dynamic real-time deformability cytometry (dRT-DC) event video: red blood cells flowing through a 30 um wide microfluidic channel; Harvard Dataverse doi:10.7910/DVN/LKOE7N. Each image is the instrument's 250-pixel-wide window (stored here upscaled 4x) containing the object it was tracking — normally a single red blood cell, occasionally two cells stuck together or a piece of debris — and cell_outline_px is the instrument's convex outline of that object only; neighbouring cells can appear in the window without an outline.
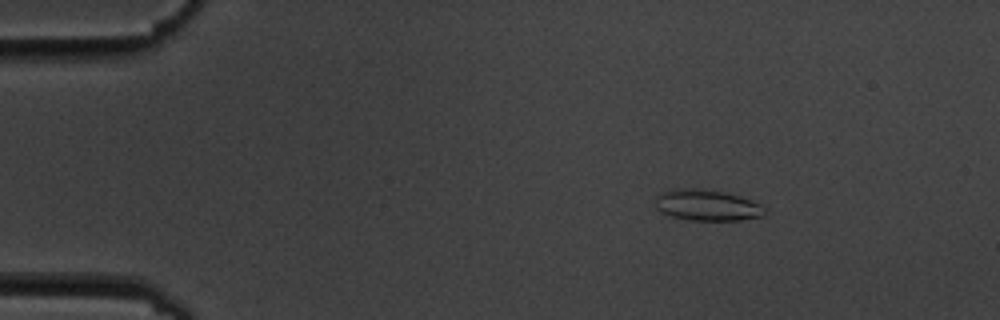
{"species": "common noctule bat (a hibernating species)", "species_latin": "Nyctalus noctula", "temperature_condition": "cold", "stored_images_in_passage": 7, "camera_frame_rate_fps": 3000, "um_per_image_px": 0.085, "animal": {"sex": "male", "body_mass_g": 19.5, "forearm_length_mm": 54.6}, "frame": {"image": 1, "passage_image": 3, "time_ms": 2.333, "image_size_px": [1000, 320], "cell_outline_px": [[764, 216], [740, 220], [692, 220], [672, 216], [660, 212], [656, 208], [656, 196], [664, 192], [676, 188], [696, 188], [724, 192], [740, 196], [752, 200], [760, 204], [764, 208]], "centroid_in_image_um": [60.1, 17.44], "position_along_channel_um": 24.9, "area_um2": 19.71}}
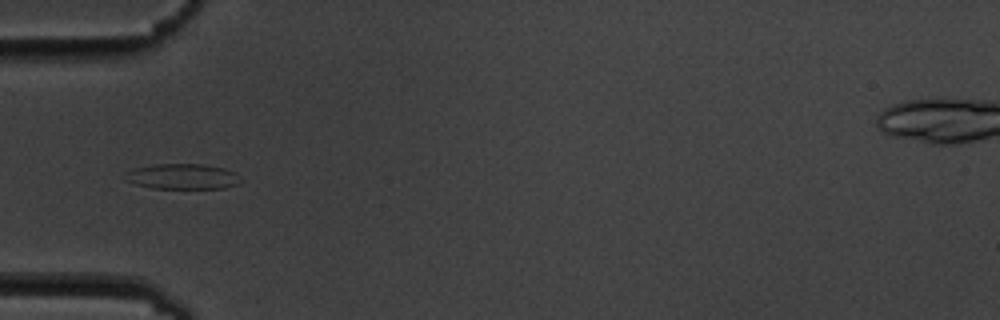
{"frame": {"image": 2, "passage_image": 6, "time_ms": 5.667, "image_size_px": [1000, 320], "cell_outline_px": [[244, 180], [236, 184], [224, 188], [152, 188], [136, 184], [124, 180], [124, 172], [132, 168], [156, 164], [204, 164], [224, 168], [236, 172]], "centroid_in_image_um": [15.5, 14.99], "position_along_channel_um": 69.5, "area_um2": 17.34}}
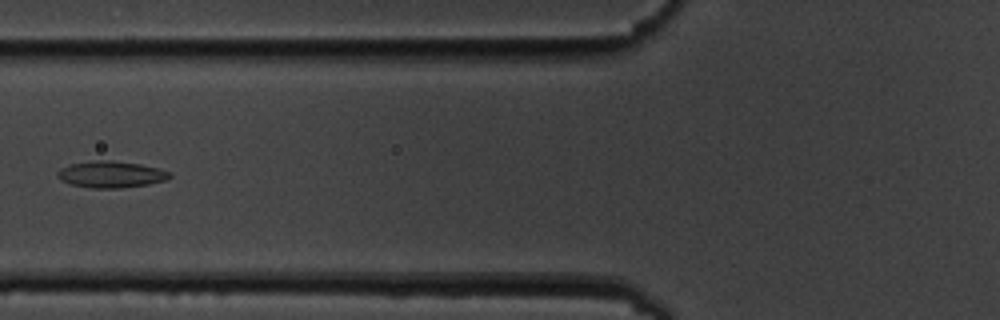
{"frame": {"image": 3, "passage_image": 7, "time_ms": 7.0, "image_size_px": [1000, 320], "cell_outline_px": [[172, 176], [168, 180], [148, 184], [120, 188], [92, 188], [72, 184], [60, 180], [56, 176], [56, 172], [60, 168], [68, 164], [96, 160], [112, 160], [140, 164], [160, 168], [172, 172]], "centroid_in_image_um": [9.45, 14.81], "position_along_channel_um": 116.3, "area_um2": 17.63}}